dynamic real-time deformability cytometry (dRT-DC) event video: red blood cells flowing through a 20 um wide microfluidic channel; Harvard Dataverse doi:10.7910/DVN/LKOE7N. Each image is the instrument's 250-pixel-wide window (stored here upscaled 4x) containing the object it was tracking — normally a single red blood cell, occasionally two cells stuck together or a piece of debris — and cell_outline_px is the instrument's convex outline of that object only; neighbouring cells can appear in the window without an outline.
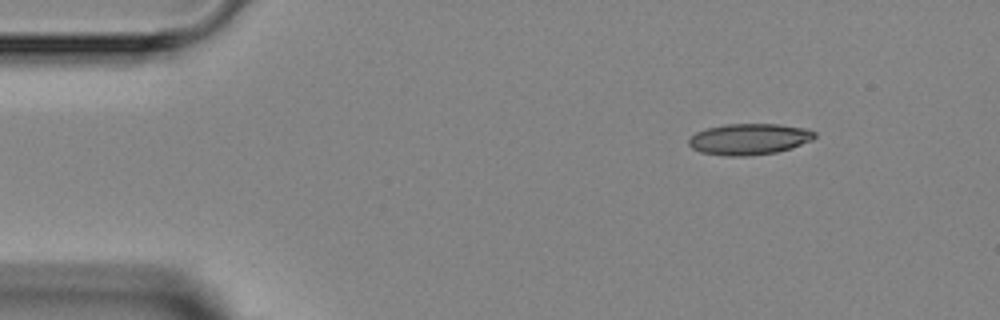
{"species": "Egyptian fruit bat (a non-hibernating species)", "species_latin": "Rousettus aegyptiacus", "temperature_condition": "room temperature", "stored_images_in_passage": 3, "camera_frame_rate_fps": 3000, "um_per_image_px": 0.085, "animal": {"sex": "female"}, "frame": {"image": 1, "passage_image": 1, "time_ms": 0.0, "image_size_px": [1000, 320], "cell_outline_px": [[816, 136], [812, 140], [792, 148], [776, 152], [748, 156], [728, 156], [700, 152], [692, 148], [688, 144], [688, 140], [696, 132], [708, 128], [724, 124], [780, 124], [808, 128], [816, 132]], "centroid_in_image_um": [63.71, 11.82], "position_along_channel_um": 21.3, "area_um2": 23.0}}